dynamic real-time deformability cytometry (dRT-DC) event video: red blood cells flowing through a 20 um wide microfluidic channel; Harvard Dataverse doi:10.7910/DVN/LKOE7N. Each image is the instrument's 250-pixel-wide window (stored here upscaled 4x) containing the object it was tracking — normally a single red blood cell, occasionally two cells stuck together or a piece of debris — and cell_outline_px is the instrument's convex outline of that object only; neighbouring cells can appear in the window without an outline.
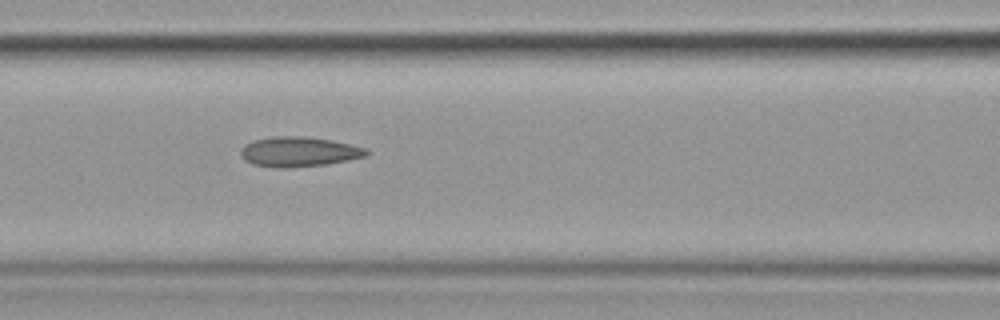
{"species": "common noctule bat (a hibernating species)", "species_latin": "Nyctalus noctula", "temperature_condition": "cold", "stored_images_in_passage": 15, "camera_frame_rate_fps": 3000, "um_per_image_px": 0.085, "animal": {"sex": "female", "body_mass_g": 19.9}, "frame": {"image": 1, "passage_image": 7, "time_ms": 8.0, "image_size_px": [1000, 320], "cell_outline_px": [[368, 156], [328, 164], [284, 168], [272, 168], [252, 164], [244, 160], [240, 156], [240, 148], [244, 144], [252, 140], [272, 136], [304, 136], [332, 140], [368, 148]], "centroid_in_image_um": [25.37, 12.9], "position_along_channel_um": 141.2, "area_um2": 22.31}}
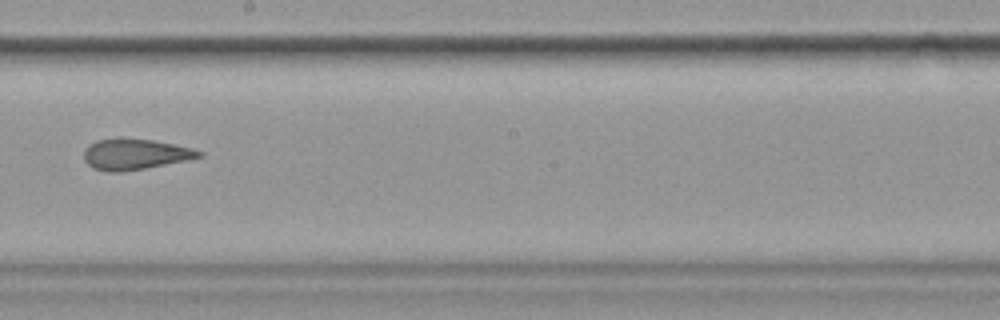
{"frame": {"image": 2, "passage_image": 9, "time_ms": 10.667, "image_size_px": [1000, 320], "cell_outline_px": [[204, 156], [188, 160], [144, 168], [120, 172], [108, 172], [92, 168], [84, 160], [84, 148], [88, 144], [96, 140], [120, 136], [152, 140], [192, 148], [204, 152]], "centroid_in_image_um": [11.44, 13.09], "position_along_channel_um": 236.8, "area_um2": 21.04}}
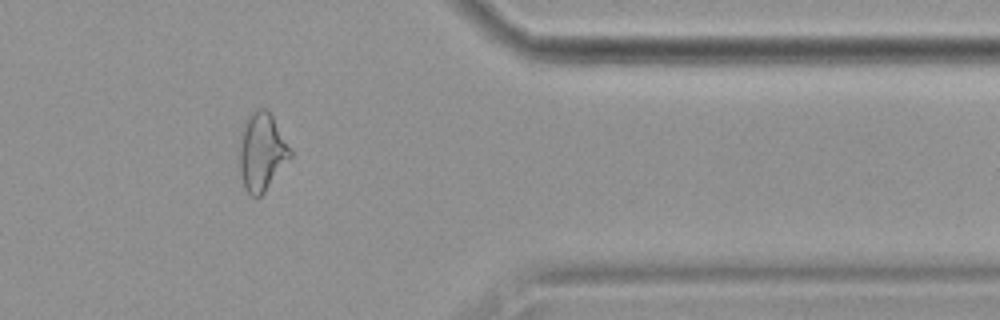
{"frame": {"image": 3, "passage_image": 13, "time_ms": 15.333, "image_size_px": [1000, 320], "cell_outline_px": [[292, 156], [264, 192], [256, 200], [244, 188], [240, 172], [240, 128], [244, 120], [252, 112], [260, 108], [268, 108], [292, 148]], "centroid_in_image_um": [22.26, 12.87], "position_along_channel_um": 389.1, "area_um2": 23.47}, "authors_computed_cell_mechanics": {"area_um2": 22.4264, "velocity_mm_per_s": 3.6077, "shape_relaxation_time_tau1_ms": 6.9358, "shape_relaxation_time_tau2_ms": 3.2025, "deformation_change_tau1": 0.1352, "deformation_change_tau2": 0.0942}}